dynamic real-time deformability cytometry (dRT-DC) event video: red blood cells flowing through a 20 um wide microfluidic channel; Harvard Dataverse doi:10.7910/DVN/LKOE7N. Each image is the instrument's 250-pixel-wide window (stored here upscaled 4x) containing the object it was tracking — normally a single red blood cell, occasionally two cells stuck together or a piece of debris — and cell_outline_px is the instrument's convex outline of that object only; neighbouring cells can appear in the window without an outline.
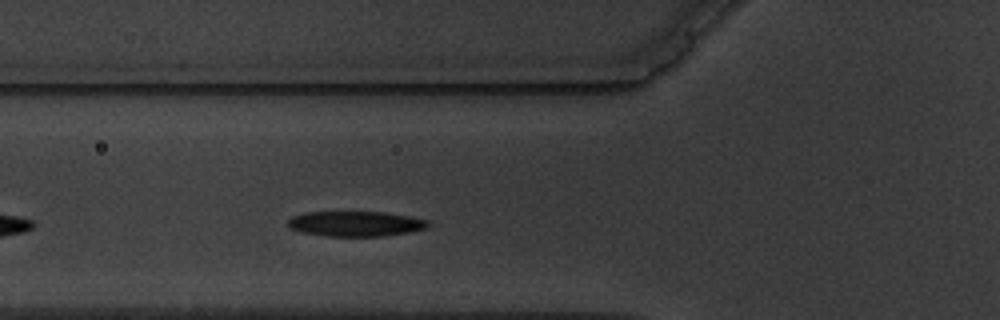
{"species": "common noctule bat (a hibernating species)", "species_latin": "Nyctalus noctula", "temperature_condition": "warm", "stored_images_in_passage": 3, "camera_frame_rate_fps": 3000, "um_per_image_px": 0.085, "animal": {"sex": "male", "body_mass_g": 19.5, "forearm_length_mm": 54.6}, "frame": {"image": 1, "passage_image": 3, "time_ms": 2.333, "image_size_px": [1000, 320], "cell_outline_px": [[432, 224], [428, 228], [408, 232], [384, 236], [324, 236], [304, 232], [292, 228], [288, 224], [288, 220], [292, 216], [304, 212], [384, 212], [408, 216], [428, 220]], "centroid_in_image_um": [30.27, 19.01], "position_along_channel_um": 95.5, "area_um2": 20.52}}